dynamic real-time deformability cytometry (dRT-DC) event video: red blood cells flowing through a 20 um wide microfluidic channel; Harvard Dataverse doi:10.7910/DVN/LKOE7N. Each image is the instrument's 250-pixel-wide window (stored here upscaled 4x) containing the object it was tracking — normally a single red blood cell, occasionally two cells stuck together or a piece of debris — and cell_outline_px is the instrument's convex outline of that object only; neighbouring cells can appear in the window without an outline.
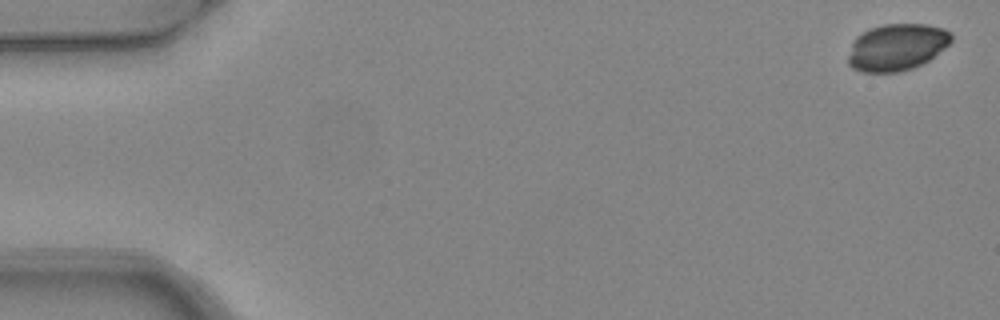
{"species": "common noctule bat (a hibernating species)", "species_latin": "Nyctalus noctula", "temperature_condition": "warm", "stored_images_in_passage": 5, "camera_frame_rate_fps": 3000, "um_per_image_px": 0.085, "animal": {"sex": "female", "body_mass_g": 24.6, "forearm_length_mm": 56.2}, "frame": {"image": 1, "passage_image": 1, "time_ms": 0.0, "image_size_px": [1000, 320], "cell_outline_px": [[952, 40], [944, 48], [928, 60], [912, 68], [896, 72], [864, 72], [852, 68], [848, 64], [848, 56], [852, 40], [856, 36], [872, 28], [884, 24], [924, 24], [944, 28], [952, 32]], "centroid_in_image_um": [76.21, 4.0], "position_along_channel_um": 8.8, "area_um2": 28.03}}
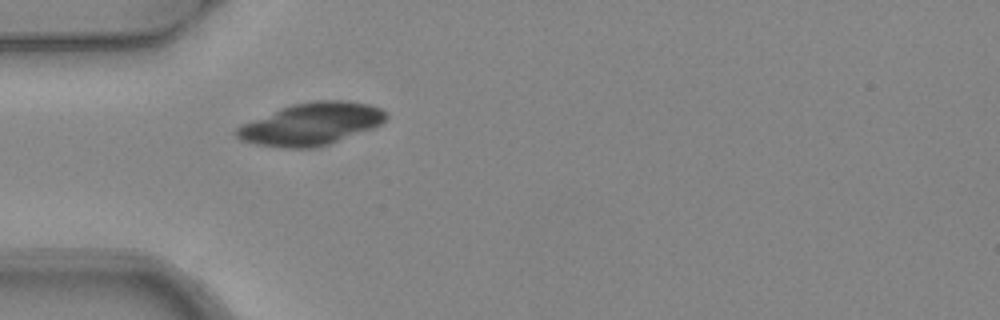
{"frame": {"image": 2, "passage_image": 5, "time_ms": 1.333, "image_size_px": [1000, 320], "cell_outline_px": [[388, 116], [380, 124], [328, 144], [308, 148], [284, 148], [256, 144], [240, 140], [232, 132], [240, 124], [280, 108], [292, 104], [316, 100], [340, 100], [368, 104], [380, 108], [388, 112]], "centroid_in_image_um": [26.38, 10.53], "position_along_channel_um": 58.6, "area_um2": 36.53}}